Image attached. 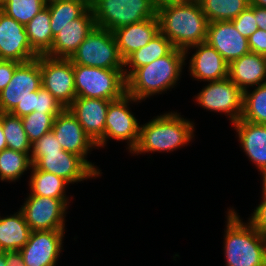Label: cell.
<instances>
[{"instance_id":"cell-1","label":"cell","mask_w":266,"mask_h":266,"mask_svg":"<svg viewBox=\"0 0 266 266\" xmlns=\"http://www.w3.org/2000/svg\"><path fill=\"white\" fill-rule=\"evenodd\" d=\"M159 30L174 48L185 51L206 42L208 19L199 2L176 1L157 10Z\"/></svg>"},{"instance_id":"cell-2","label":"cell","mask_w":266,"mask_h":266,"mask_svg":"<svg viewBox=\"0 0 266 266\" xmlns=\"http://www.w3.org/2000/svg\"><path fill=\"white\" fill-rule=\"evenodd\" d=\"M185 60V52L174 48L168 55L135 69L126 78V93L141 101L174 88Z\"/></svg>"},{"instance_id":"cell-3","label":"cell","mask_w":266,"mask_h":266,"mask_svg":"<svg viewBox=\"0 0 266 266\" xmlns=\"http://www.w3.org/2000/svg\"><path fill=\"white\" fill-rule=\"evenodd\" d=\"M194 123L180 113L167 112L140 125L139 140L131 154L169 152L188 145L194 137Z\"/></svg>"},{"instance_id":"cell-4","label":"cell","mask_w":266,"mask_h":266,"mask_svg":"<svg viewBox=\"0 0 266 266\" xmlns=\"http://www.w3.org/2000/svg\"><path fill=\"white\" fill-rule=\"evenodd\" d=\"M224 230L226 266H266V238L232 208Z\"/></svg>"},{"instance_id":"cell-5","label":"cell","mask_w":266,"mask_h":266,"mask_svg":"<svg viewBox=\"0 0 266 266\" xmlns=\"http://www.w3.org/2000/svg\"><path fill=\"white\" fill-rule=\"evenodd\" d=\"M77 97L116 100L126 93L124 69H103L74 64Z\"/></svg>"},{"instance_id":"cell-6","label":"cell","mask_w":266,"mask_h":266,"mask_svg":"<svg viewBox=\"0 0 266 266\" xmlns=\"http://www.w3.org/2000/svg\"><path fill=\"white\" fill-rule=\"evenodd\" d=\"M90 7L95 25L111 32L154 18L157 14L149 0H94Z\"/></svg>"},{"instance_id":"cell-7","label":"cell","mask_w":266,"mask_h":266,"mask_svg":"<svg viewBox=\"0 0 266 266\" xmlns=\"http://www.w3.org/2000/svg\"><path fill=\"white\" fill-rule=\"evenodd\" d=\"M73 64L103 69H125L113 32L95 26L70 57Z\"/></svg>"},{"instance_id":"cell-8","label":"cell","mask_w":266,"mask_h":266,"mask_svg":"<svg viewBox=\"0 0 266 266\" xmlns=\"http://www.w3.org/2000/svg\"><path fill=\"white\" fill-rule=\"evenodd\" d=\"M130 102L141 101L125 93L122 97L110 102L105 120L104 137L96 144L97 149L106 146L108 139L127 140V149L130 153L137 146L140 124L129 110Z\"/></svg>"},{"instance_id":"cell-9","label":"cell","mask_w":266,"mask_h":266,"mask_svg":"<svg viewBox=\"0 0 266 266\" xmlns=\"http://www.w3.org/2000/svg\"><path fill=\"white\" fill-rule=\"evenodd\" d=\"M42 87L64 108L76 99L74 64L70 59L40 55Z\"/></svg>"},{"instance_id":"cell-10","label":"cell","mask_w":266,"mask_h":266,"mask_svg":"<svg viewBox=\"0 0 266 266\" xmlns=\"http://www.w3.org/2000/svg\"><path fill=\"white\" fill-rule=\"evenodd\" d=\"M195 100L208 111L226 113L231 124L241 119L243 91L228 77L208 82L195 96Z\"/></svg>"},{"instance_id":"cell-11","label":"cell","mask_w":266,"mask_h":266,"mask_svg":"<svg viewBox=\"0 0 266 266\" xmlns=\"http://www.w3.org/2000/svg\"><path fill=\"white\" fill-rule=\"evenodd\" d=\"M65 230L31 231L28 242L15 254L21 266H56L63 250Z\"/></svg>"},{"instance_id":"cell-12","label":"cell","mask_w":266,"mask_h":266,"mask_svg":"<svg viewBox=\"0 0 266 266\" xmlns=\"http://www.w3.org/2000/svg\"><path fill=\"white\" fill-rule=\"evenodd\" d=\"M67 208L61 199L28 195L19 210L31 231H42L65 230Z\"/></svg>"},{"instance_id":"cell-13","label":"cell","mask_w":266,"mask_h":266,"mask_svg":"<svg viewBox=\"0 0 266 266\" xmlns=\"http://www.w3.org/2000/svg\"><path fill=\"white\" fill-rule=\"evenodd\" d=\"M42 87L40 56L20 63L9 84L0 93V113H10L22 103L31 92Z\"/></svg>"},{"instance_id":"cell-14","label":"cell","mask_w":266,"mask_h":266,"mask_svg":"<svg viewBox=\"0 0 266 266\" xmlns=\"http://www.w3.org/2000/svg\"><path fill=\"white\" fill-rule=\"evenodd\" d=\"M63 150L80 156L99 176H101V170L90 161H88L87 155L92 148H96V144L85 133L79 121L76 117L65 108L59 113L54 120V124L51 130Z\"/></svg>"},{"instance_id":"cell-15","label":"cell","mask_w":266,"mask_h":266,"mask_svg":"<svg viewBox=\"0 0 266 266\" xmlns=\"http://www.w3.org/2000/svg\"><path fill=\"white\" fill-rule=\"evenodd\" d=\"M37 57L29 44L25 25L0 10V60L24 63Z\"/></svg>"},{"instance_id":"cell-16","label":"cell","mask_w":266,"mask_h":266,"mask_svg":"<svg viewBox=\"0 0 266 266\" xmlns=\"http://www.w3.org/2000/svg\"><path fill=\"white\" fill-rule=\"evenodd\" d=\"M34 166L63 178L69 184L96 178L99 175L80 157L73 153L52 152L42 156Z\"/></svg>"},{"instance_id":"cell-17","label":"cell","mask_w":266,"mask_h":266,"mask_svg":"<svg viewBox=\"0 0 266 266\" xmlns=\"http://www.w3.org/2000/svg\"><path fill=\"white\" fill-rule=\"evenodd\" d=\"M206 42L228 63L250 53L248 39L231 21H216L208 24Z\"/></svg>"},{"instance_id":"cell-18","label":"cell","mask_w":266,"mask_h":266,"mask_svg":"<svg viewBox=\"0 0 266 266\" xmlns=\"http://www.w3.org/2000/svg\"><path fill=\"white\" fill-rule=\"evenodd\" d=\"M95 26L93 12L89 7L79 18L61 28L54 36L52 47L46 56L70 59Z\"/></svg>"},{"instance_id":"cell-19","label":"cell","mask_w":266,"mask_h":266,"mask_svg":"<svg viewBox=\"0 0 266 266\" xmlns=\"http://www.w3.org/2000/svg\"><path fill=\"white\" fill-rule=\"evenodd\" d=\"M191 48L196 49L189 60V71L193 79L210 82L228 77L229 63L207 42L186 49L185 58L188 57Z\"/></svg>"},{"instance_id":"cell-20","label":"cell","mask_w":266,"mask_h":266,"mask_svg":"<svg viewBox=\"0 0 266 266\" xmlns=\"http://www.w3.org/2000/svg\"><path fill=\"white\" fill-rule=\"evenodd\" d=\"M110 102L106 99L76 97L68 107L95 144L104 137L105 120Z\"/></svg>"},{"instance_id":"cell-21","label":"cell","mask_w":266,"mask_h":266,"mask_svg":"<svg viewBox=\"0 0 266 266\" xmlns=\"http://www.w3.org/2000/svg\"><path fill=\"white\" fill-rule=\"evenodd\" d=\"M157 15L139 23L129 24L113 31L122 59L125 61L132 53L147 45L159 33Z\"/></svg>"},{"instance_id":"cell-22","label":"cell","mask_w":266,"mask_h":266,"mask_svg":"<svg viewBox=\"0 0 266 266\" xmlns=\"http://www.w3.org/2000/svg\"><path fill=\"white\" fill-rule=\"evenodd\" d=\"M228 78L242 91L266 83V56L250 52L231 61Z\"/></svg>"},{"instance_id":"cell-23","label":"cell","mask_w":266,"mask_h":266,"mask_svg":"<svg viewBox=\"0 0 266 266\" xmlns=\"http://www.w3.org/2000/svg\"><path fill=\"white\" fill-rule=\"evenodd\" d=\"M242 150L259 171L266 167V125L244 120L233 123Z\"/></svg>"},{"instance_id":"cell-24","label":"cell","mask_w":266,"mask_h":266,"mask_svg":"<svg viewBox=\"0 0 266 266\" xmlns=\"http://www.w3.org/2000/svg\"><path fill=\"white\" fill-rule=\"evenodd\" d=\"M30 228L19 210L10 216H0V248L3 252L16 254L27 242Z\"/></svg>"},{"instance_id":"cell-25","label":"cell","mask_w":266,"mask_h":266,"mask_svg":"<svg viewBox=\"0 0 266 266\" xmlns=\"http://www.w3.org/2000/svg\"><path fill=\"white\" fill-rule=\"evenodd\" d=\"M173 49L174 46L169 39L161 32L157 33L147 45L132 53L124 61L125 78L135 69L168 55ZM126 67L130 70L126 69Z\"/></svg>"},{"instance_id":"cell-26","label":"cell","mask_w":266,"mask_h":266,"mask_svg":"<svg viewBox=\"0 0 266 266\" xmlns=\"http://www.w3.org/2000/svg\"><path fill=\"white\" fill-rule=\"evenodd\" d=\"M31 177L29 180V195L45 196L61 199L69 206V197L66 196L65 188L69 183L53 173L37 169L34 165L31 167Z\"/></svg>"},{"instance_id":"cell-27","label":"cell","mask_w":266,"mask_h":266,"mask_svg":"<svg viewBox=\"0 0 266 266\" xmlns=\"http://www.w3.org/2000/svg\"><path fill=\"white\" fill-rule=\"evenodd\" d=\"M27 38L32 50L38 55H46L53 42L50 28V11L47 6L25 25Z\"/></svg>"},{"instance_id":"cell-28","label":"cell","mask_w":266,"mask_h":266,"mask_svg":"<svg viewBox=\"0 0 266 266\" xmlns=\"http://www.w3.org/2000/svg\"><path fill=\"white\" fill-rule=\"evenodd\" d=\"M46 6L50 11V28L54 37L61 28L79 18L90 4L86 0H54Z\"/></svg>"},{"instance_id":"cell-29","label":"cell","mask_w":266,"mask_h":266,"mask_svg":"<svg viewBox=\"0 0 266 266\" xmlns=\"http://www.w3.org/2000/svg\"><path fill=\"white\" fill-rule=\"evenodd\" d=\"M208 22L231 21L243 12L250 0H199Z\"/></svg>"},{"instance_id":"cell-30","label":"cell","mask_w":266,"mask_h":266,"mask_svg":"<svg viewBox=\"0 0 266 266\" xmlns=\"http://www.w3.org/2000/svg\"><path fill=\"white\" fill-rule=\"evenodd\" d=\"M30 154L10 148L0 151V180L10 183L20 179L32 167Z\"/></svg>"},{"instance_id":"cell-31","label":"cell","mask_w":266,"mask_h":266,"mask_svg":"<svg viewBox=\"0 0 266 266\" xmlns=\"http://www.w3.org/2000/svg\"><path fill=\"white\" fill-rule=\"evenodd\" d=\"M241 120L266 125V83L243 91Z\"/></svg>"},{"instance_id":"cell-32","label":"cell","mask_w":266,"mask_h":266,"mask_svg":"<svg viewBox=\"0 0 266 266\" xmlns=\"http://www.w3.org/2000/svg\"><path fill=\"white\" fill-rule=\"evenodd\" d=\"M0 121L6 138L7 148L23 153H31L32 143L24 131L21 117L11 115L10 113H0Z\"/></svg>"},{"instance_id":"cell-33","label":"cell","mask_w":266,"mask_h":266,"mask_svg":"<svg viewBox=\"0 0 266 266\" xmlns=\"http://www.w3.org/2000/svg\"><path fill=\"white\" fill-rule=\"evenodd\" d=\"M45 6L44 0H6L0 10L20 24L26 25Z\"/></svg>"},{"instance_id":"cell-34","label":"cell","mask_w":266,"mask_h":266,"mask_svg":"<svg viewBox=\"0 0 266 266\" xmlns=\"http://www.w3.org/2000/svg\"><path fill=\"white\" fill-rule=\"evenodd\" d=\"M59 113H39L34 111L22 117V124L28 139L31 143L40 139L43 135L52 130L55 117Z\"/></svg>"},{"instance_id":"cell-35","label":"cell","mask_w":266,"mask_h":266,"mask_svg":"<svg viewBox=\"0 0 266 266\" xmlns=\"http://www.w3.org/2000/svg\"><path fill=\"white\" fill-rule=\"evenodd\" d=\"M63 149L52 131L32 143L30 159L34 165L46 153L62 152Z\"/></svg>"},{"instance_id":"cell-36","label":"cell","mask_w":266,"mask_h":266,"mask_svg":"<svg viewBox=\"0 0 266 266\" xmlns=\"http://www.w3.org/2000/svg\"><path fill=\"white\" fill-rule=\"evenodd\" d=\"M231 22L234 24L235 28L248 39V37L258 29L255 18V6L250 4L235 19L231 20Z\"/></svg>"},{"instance_id":"cell-37","label":"cell","mask_w":266,"mask_h":266,"mask_svg":"<svg viewBox=\"0 0 266 266\" xmlns=\"http://www.w3.org/2000/svg\"><path fill=\"white\" fill-rule=\"evenodd\" d=\"M36 111L39 113H61L65 108L43 87L37 91Z\"/></svg>"},{"instance_id":"cell-38","label":"cell","mask_w":266,"mask_h":266,"mask_svg":"<svg viewBox=\"0 0 266 266\" xmlns=\"http://www.w3.org/2000/svg\"><path fill=\"white\" fill-rule=\"evenodd\" d=\"M248 223L266 238V199L263 196L260 204L248 219Z\"/></svg>"},{"instance_id":"cell-39","label":"cell","mask_w":266,"mask_h":266,"mask_svg":"<svg viewBox=\"0 0 266 266\" xmlns=\"http://www.w3.org/2000/svg\"><path fill=\"white\" fill-rule=\"evenodd\" d=\"M248 45L252 53L266 56V31L258 28L248 37Z\"/></svg>"},{"instance_id":"cell-40","label":"cell","mask_w":266,"mask_h":266,"mask_svg":"<svg viewBox=\"0 0 266 266\" xmlns=\"http://www.w3.org/2000/svg\"><path fill=\"white\" fill-rule=\"evenodd\" d=\"M37 98V91L31 92V95H29L22 103H19L10 114L22 118L36 111Z\"/></svg>"},{"instance_id":"cell-41","label":"cell","mask_w":266,"mask_h":266,"mask_svg":"<svg viewBox=\"0 0 266 266\" xmlns=\"http://www.w3.org/2000/svg\"><path fill=\"white\" fill-rule=\"evenodd\" d=\"M20 63L14 60H0V93L9 84L16 67Z\"/></svg>"},{"instance_id":"cell-42","label":"cell","mask_w":266,"mask_h":266,"mask_svg":"<svg viewBox=\"0 0 266 266\" xmlns=\"http://www.w3.org/2000/svg\"><path fill=\"white\" fill-rule=\"evenodd\" d=\"M255 18L258 28L266 31V8L255 6Z\"/></svg>"},{"instance_id":"cell-43","label":"cell","mask_w":266,"mask_h":266,"mask_svg":"<svg viewBox=\"0 0 266 266\" xmlns=\"http://www.w3.org/2000/svg\"><path fill=\"white\" fill-rule=\"evenodd\" d=\"M15 261V254L8 252L0 253V266H11Z\"/></svg>"},{"instance_id":"cell-44","label":"cell","mask_w":266,"mask_h":266,"mask_svg":"<svg viewBox=\"0 0 266 266\" xmlns=\"http://www.w3.org/2000/svg\"><path fill=\"white\" fill-rule=\"evenodd\" d=\"M178 0H149L150 4L156 9V11L166 5H170Z\"/></svg>"},{"instance_id":"cell-45","label":"cell","mask_w":266,"mask_h":266,"mask_svg":"<svg viewBox=\"0 0 266 266\" xmlns=\"http://www.w3.org/2000/svg\"><path fill=\"white\" fill-rule=\"evenodd\" d=\"M7 148L6 138L4 136L2 123L0 121V151Z\"/></svg>"},{"instance_id":"cell-46","label":"cell","mask_w":266,"mask_h":266,"mask_svg":"<svg viewBox=\"0 0 266 266\" xmlns=\"http://www.w3.org/2000/svg\"><path fill=\"white\" fill-rule=\"evenodd\" d=\"M250 4L266 8V0H250Z\"/></svg>"},{"instance_id":"cell-47","label":"cell","mask_w":266,"mask_h":266,"mask_svg":"<svg viewBox=\"0 0 266 266\" xmlns=\"http://www.w3.org/2000/svg\"><path fill=\"white\" fill-rule=\"evenodd\" d=\"M260 173L262 174V185H263V188L262 190H266V167L260 171Z\"/></svg>"},{"instance_id":"cell-48","label":"cell","mask_w":266,"mask_h":266,"mask_svg":"<svg viewBox=\"0 0 266 266\" xmlns=\"http://www.w3.org/2000/svg\"><path fill=\"white\" fill-rule=\"evenodd\" d=\"M11 266H21L17 261H14V263Z\"/></svg>"},{"instance_id":"cell-49","label":"cell","mask_w":266,"mask_h":266,"mask_svg":"<svg viewBox=\"0 0 266 266\" xmlns=\"http://www.w3.org/2000/svg\"><path fill=\"white\" fill-rule=\"evenodd\" d=\"M262 196L266 199V190H262Z\"/></svg>"},{"instance_id":"cell-50","label":"cell","mask_w":266,"mask_h":266,"mask_svg":"<svg viewBox=\"0 0 266 266\" xmlns=\"http://www.w3.org/2000/svg\"><path fill=\"white\" fill-rule=\"evenodd\" d=\"M178 1H194V2H198L199 0H178Z\"/></svg>"},{"instance_id":"cell-51","label":"cell","mask_w":266,"mask_h":266,"mask_svg":"<svg viewBox=\"0 0 266 266\" xmlns=\"http://www.w3.org/2000/svg\"><path fill=\"white\" fill-rule=\"evenodd\" d=\"M6 0H0V6L5 2Z\"/></svg>"},{"instance_id":"cell-52","label":"cell","mask_w":266,"mask_h":266,"mask_svg":"<svg viewBox=\"0 0 266 266\" xmlns=\"http://www.w3.org/2000/svg\"><path fill=\"white\" fill-rule=\"evenodd\" d=\"M89 4L91 3V2H93L94 0H86Z\"/></svg>"},{"instance_id":"cell-53","label":"cell","mask_w":266,"mask_h":266,"mask_svg":"<svg viewBox=\"0 0 266 266\" xmlns=\"http://www.w3.org/2000/svg\"><path fill=\"white\" fill-rule=\"evenodd\" d=\"M46 3H48V2H51V1H54V0H44Z\"/></svg>"}]
</instances>
